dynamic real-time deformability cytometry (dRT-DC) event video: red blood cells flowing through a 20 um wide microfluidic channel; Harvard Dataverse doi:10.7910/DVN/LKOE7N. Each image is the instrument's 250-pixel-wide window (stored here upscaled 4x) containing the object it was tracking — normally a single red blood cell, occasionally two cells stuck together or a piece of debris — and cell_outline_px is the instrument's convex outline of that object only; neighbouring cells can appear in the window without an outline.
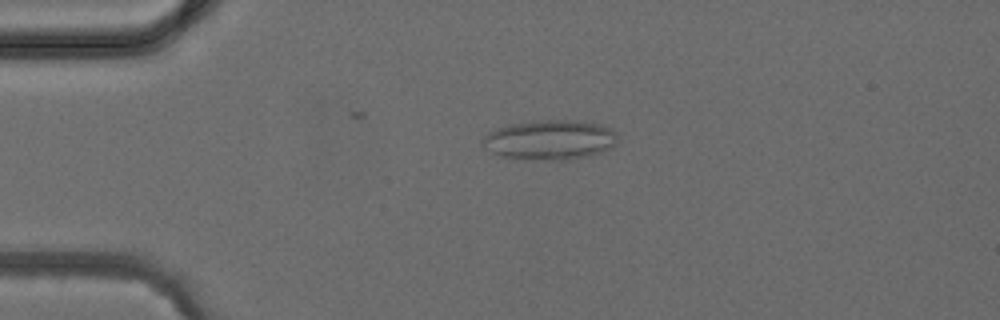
{"species": "common noctule bat (a hibernating species)", "species_latin": "Nyctalus noctula", "temperature_condition": "cold", "stored_images_in_passage": 5, "camera_frame_rate_fps": 3000, "um_per_image_px": 0.085, "animal": {"sex": "female", "body_mass_g": 24.6, "forearm_length_mm": 56.2}, "frame": {"image": 1, "passage_image": 3, "time_ms": 2.333, "image_size_px": [1000, 320], "cell_outline_px": [[620, 136], [616, 144], [612, 148], [604, 152], [588, 156], [568, 160], [508, 160], [484, 148], [480, 144], [484, 136], [488, 132], [496, 128], [508, 124], [536, 120], [572, 120], [600, 124], [612, 128]], "centroid_in_image_um": [46.73, 11.91], "position_along_channel_um": 38.3, "area_um2": 32.37}}